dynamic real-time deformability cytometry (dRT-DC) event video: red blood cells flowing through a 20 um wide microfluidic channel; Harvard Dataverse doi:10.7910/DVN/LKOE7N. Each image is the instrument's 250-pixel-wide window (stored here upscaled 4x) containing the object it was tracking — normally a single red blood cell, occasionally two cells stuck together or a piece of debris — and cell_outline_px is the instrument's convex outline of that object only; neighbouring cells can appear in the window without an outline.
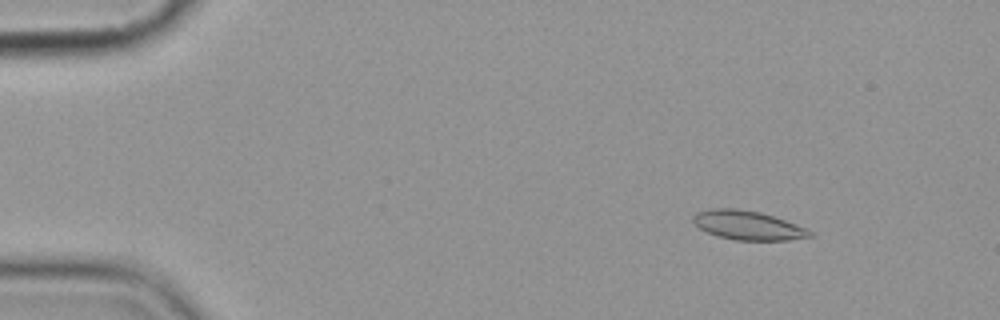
{"species": "common noctule bat (a hibernating species)", "species_latin": "Nyctalus noctula", "temperature_condition": "cold", "stored_images_in_passage": 6, "camera_frame_rate_fps": 3000, "um_per_image_px": 0.085, "animal": {"sex": "female", "body_mass_g": 19.9}, "frame": {"image": 1, "passage_image": 3, "time_ms": 2.333, "image_size_px": [1000, 320], "cell_outline_px": [[812, 236], [788, 240], [736, 240], [716, 236], [700, 228], [692, 220], [692, 216], [696, 212], [712, 208], [736, 208], [760, 212], [796, 224], [812, 232]], "centroid_in_image_um": [63.52, 19.14], "position_along_channel_um": 21.5, "area_um2": 19.59}}
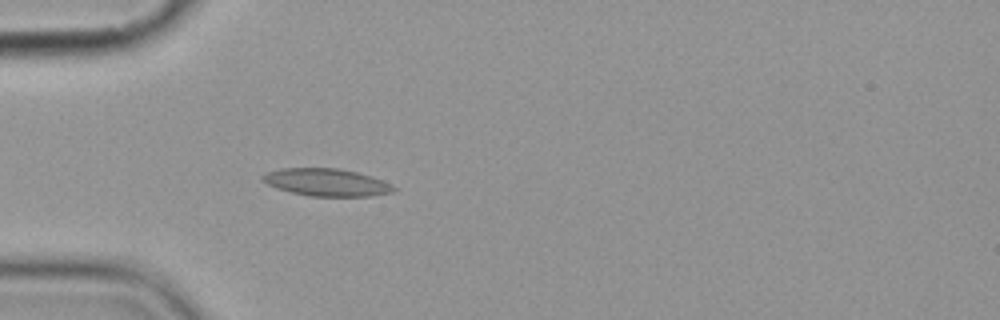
{"frame": {"image": 2, "passage_image": 6, "time_ms": 5.667, "image_size_px": [1000, 320], "cell_outline_px": [[396, 188], [392, 192], [368, 196], [308, 196], [276, 188], [260, 180], [260, 176], [268, 172], [280, 168], [336, 168], [356, 172], [372, 176], [392, 184]], "centroid_in_image_um": [27.73, 15.49], "position_along_channel_um": 57.3, "area_um2": 20.92}}